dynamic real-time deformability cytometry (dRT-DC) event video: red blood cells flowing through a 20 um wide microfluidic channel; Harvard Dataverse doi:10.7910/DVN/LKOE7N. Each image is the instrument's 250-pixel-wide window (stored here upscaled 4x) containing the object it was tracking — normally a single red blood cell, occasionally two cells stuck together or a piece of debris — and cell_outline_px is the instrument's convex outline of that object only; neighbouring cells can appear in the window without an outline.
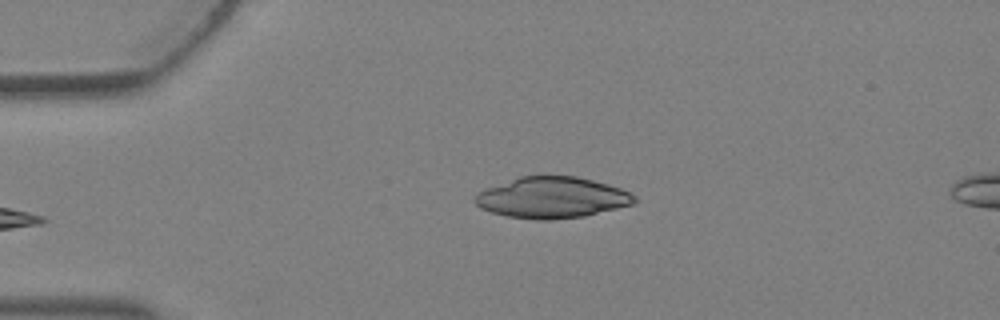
{"species": "Egyptian fruit bat (a non-hibernating species)", "species_latin": "Rousettus aegyptiacus", "temperature_condition": "warm", "stored_images_in_passage": 5, "camera_frame_rate_fps": 3000, "um_per_image_px": 0.085, "animal": {"sex": "female"}, "frame": {"image": 1, "passage_image": 5, "time_ms": 1.333, "image_size_px": [1000, 320], "cell_outline_px": [[636, 200], [632, 204], [584, 216], [552, 220], [536, 220], [508, 216], [492, 212], [480, 208], [472, 200], [476, 192], [484, 188], [520, 176], [576, 176], [608, 184], [620, 188], [636, 196]], "centroid_in_image_um": [46.86, 16.79], "position_along_channel_um": 38.1, "area_um2": 38.21}}